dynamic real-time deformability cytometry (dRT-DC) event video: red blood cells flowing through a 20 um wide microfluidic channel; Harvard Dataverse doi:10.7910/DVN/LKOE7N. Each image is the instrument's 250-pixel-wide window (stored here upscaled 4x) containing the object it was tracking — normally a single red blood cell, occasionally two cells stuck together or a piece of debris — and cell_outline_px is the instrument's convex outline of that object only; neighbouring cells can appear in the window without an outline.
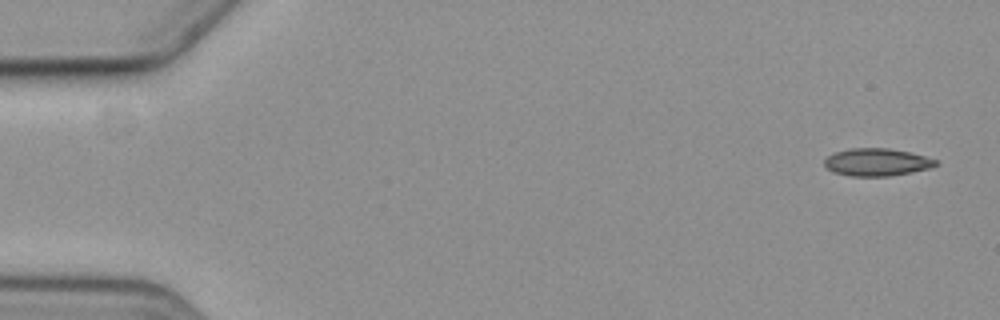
{"species": "common noctule bat (a hibernating species)", "species_latin": "Nyctalus noctula", "temperature_condition": "cold", "stored_images_in_passage": 5, "camera_frame_rate_fps": 3000, "um_per_image_px": 0.085, "animal": {"sex": "female", "body_mass_g": 19.3, "forearm_length_mm": 54.1}, "frame": {"image": 1, "passage_image": 1, "time_ms": 0.0, "image_size_px": [1000, 320], "cell_outline_px": [[940, 164], [928, 168], [912, 172], [888, 176], [852, 176], [832, 172], [824, 164], [824, 160], [828, 156], [836, 152], [848, 148], [888, 148], [912, 152], [936, 160]], "centroid_in_image_um": [74.53, 13.78], "position_along_channel_um": 10.5, "area_um2": 17.86}}
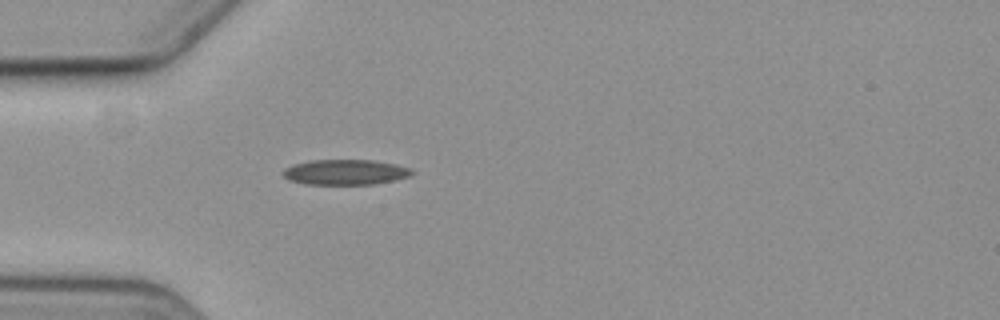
{"frame": {"image": 2, "passage_image": 5, "time_ms": 5.0, "image_size_px": [1000, 320], "cell_outline_px": [[416, 172], [412, 176], [396, 180], [372, 184], [308, 184], [288, 180], [280, 172], [284, 168], [292, 164], [308, 160], [372, 160], [396, 164], [412, 168]], "centroid_in_image_um": [29.37, 14.62], "position_along_channel_um": 55.6, "area_um2": 19.31}}